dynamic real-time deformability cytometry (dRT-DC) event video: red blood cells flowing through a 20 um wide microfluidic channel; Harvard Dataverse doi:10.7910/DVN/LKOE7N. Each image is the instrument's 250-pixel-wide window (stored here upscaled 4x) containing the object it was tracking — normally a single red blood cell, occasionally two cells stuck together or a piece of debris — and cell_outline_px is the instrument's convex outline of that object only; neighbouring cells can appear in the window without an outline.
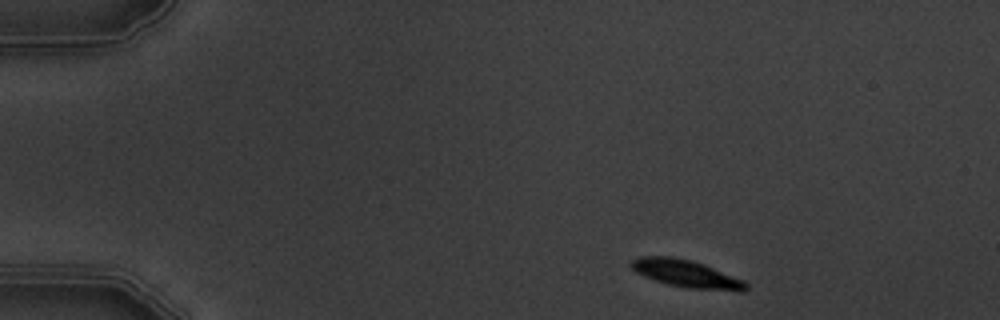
{"species": "common noctule bat (a hibernating species)", "species_latin": "Nyctalus noctula", "temperature_condition": "warm", "stored_images_in_passage": 9, "camera_frame_rate_fps": 3000, "um_per_image_px": 0.085, "animal": {"sex": "male", "body_mass_g": 19.5, "forearm_length_mm": 54.6}, "frame": {"image": 1, "passage_image": 1, "time_ms": 0.0, "image_size_px": [1000, 320], "cell_outline_px": [[748, 288], [744, 292], [736, 292], [688, 288], [668, 284], [644, 276], [636, 272], [628, 264], [636, 256], [672, 256], [692, 260], [704, 264], [744, 280], [748, 284]], "centroid_in_image_um": [58.37, 23.27], "position_along_channel_um": 26.6, "area_um2": 18.67}}
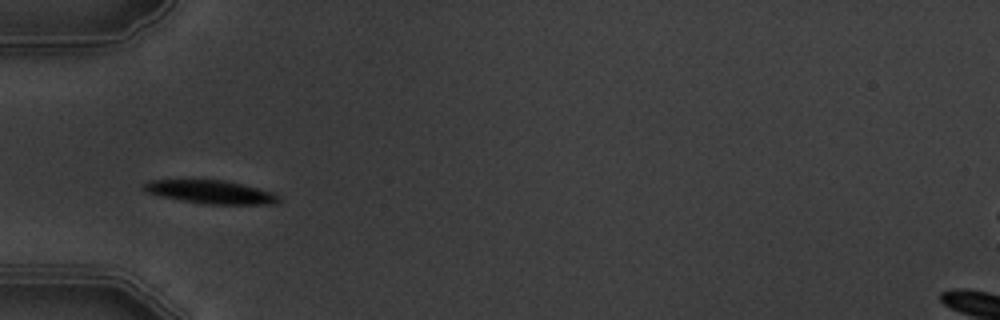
{"frame": {"image": 2, "passage_image": 4, "time_ms": 3.333, "image_size_px": [1000, 320], "cell_outline_px": [[280, 200], [276, 204], [200, 204], [160, 196], [148, 192], [144, 188], [144, 184], [148, 180], [224, 180], [272, 192], [280, 196]], "centroid_in_image_um": [17.92, 16.33], "position_along_channel_um": 67.1, "area_um2": 18.15}}